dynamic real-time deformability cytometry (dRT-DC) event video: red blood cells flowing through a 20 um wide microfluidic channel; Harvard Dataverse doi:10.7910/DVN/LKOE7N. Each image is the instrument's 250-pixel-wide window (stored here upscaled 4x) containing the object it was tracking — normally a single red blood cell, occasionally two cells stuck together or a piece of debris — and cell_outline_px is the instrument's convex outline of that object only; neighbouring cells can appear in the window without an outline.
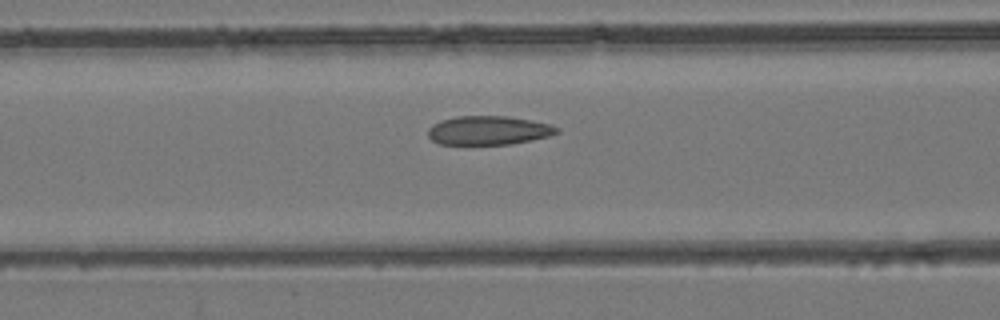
{"species": "common noctule bat (a hibernating species)", "species_latin": "Nyctalus noctula", "temperature_condition": "room temperature", "stored_images_in_passage": 45, "camera_frame_rate_fps": 3000, "um_per_image_px": 0.085, "animal": {"sex": "female", "body_mass_g": 24.6, "forearm_length_mm": 56.2}, "frame": {"image": 1, "passage_image": 18, "time_ms": 5.667, "image_size_px": [1000, 320], "cell_outline_px": [[560, 132], [548, 136], [532, 140], [508, 144], [440, 144], [432, 140], [428, 136], [428, 128], [432, 124], [440, 120], [456, 116], [508, 116], [548, 124], [560, 128]], "centroid_in_image_um": [41.49, 11.08], "position_along_channel_um": 125.1, "area_um2": 21.62}}
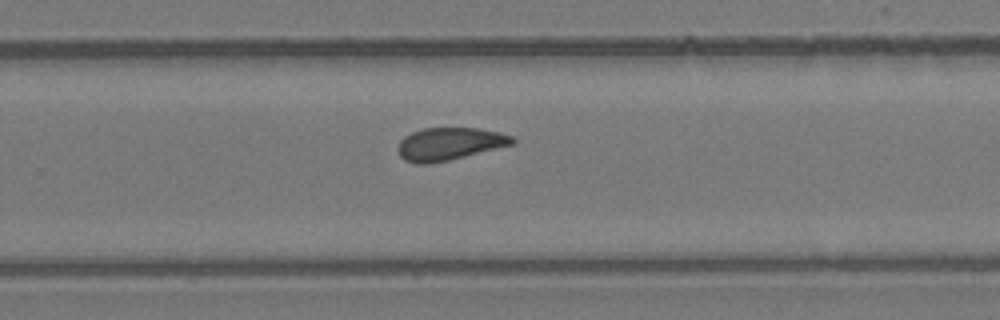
{"frame": {"image": 2, "passage_image": 29, "time_ms": 9.333, "image_size_px": [1000, 320], "cell_outline_px": [[516, 144], [448, 160], [428, 164], [416, 164], [404, 160], [400, 156], [396, 148], [400, 140], [404, 136], [412, 132], [424, 128], [476, 128], [500, 132], [512, 136], [516, 140]], "centroid_in_image_um": [38.2, 12.23], "position_along_channel_um": 291.6, "area_um2": 21.91}}
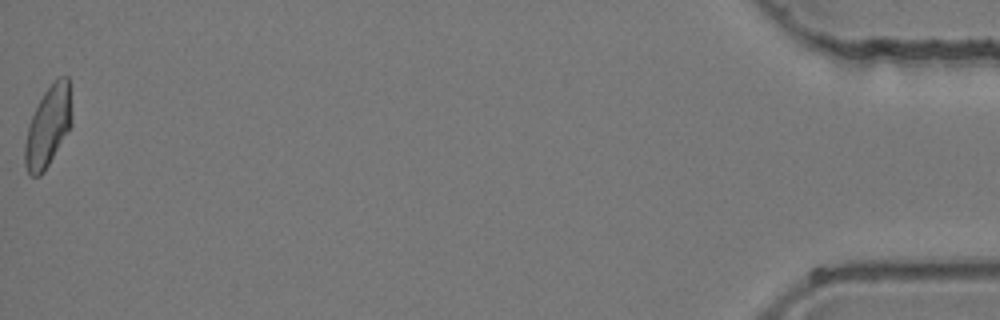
{"frame": {"image": 3, "passage_image": 45, "time_ms": 14.667, "image_size_px": [1000, 320], "cell_outline_px": [[72, 124], [44, 172], [40, 176], [32, 176], [28, 172], [24, 164], [24, 144], [28, 124], [44, 92], [60, 76], [68, 76], [72, 116]], "centroid_in_image_um": [4.08, 10.78], "position_along_channel_um": 431.1, "area_um2": 21.79}}